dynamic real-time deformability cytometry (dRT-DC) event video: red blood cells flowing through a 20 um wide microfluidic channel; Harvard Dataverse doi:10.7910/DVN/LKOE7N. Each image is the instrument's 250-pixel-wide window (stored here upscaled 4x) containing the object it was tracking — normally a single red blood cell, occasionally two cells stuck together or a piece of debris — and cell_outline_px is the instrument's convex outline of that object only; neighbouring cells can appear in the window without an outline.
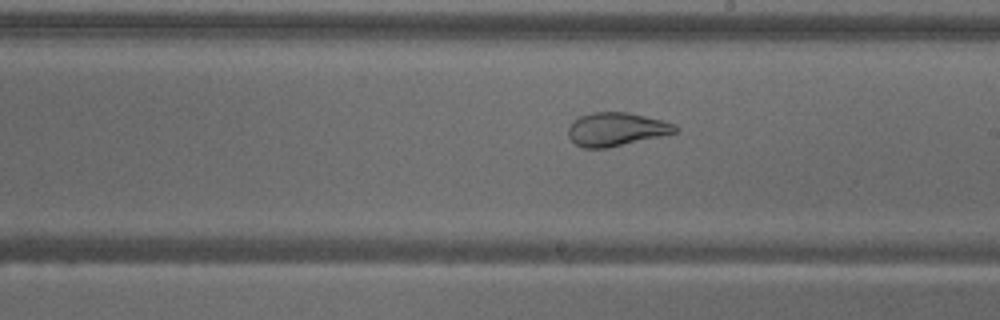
{"species": "common noctule bat (a hibernating species)", "species_latin": "Nyctalus noctula", "temperature_condition": "warm", "stored_images_in_passage": 41, "camera_frame_rate_fps": 3000, "um_per_image_px": 0.085, "animal": {"sex": "male", "body_mass_g": 18.8}, "frame": {"image": 1, "passage_image": 18, "time_ms": 5.667, "image_size_px": [1000, 320], "cell_outline_px": [[680, 132], [608, 148], [584, 148], [576, 144], [568, 136], [568, 128], [572, 120], [580, 116], [592, 112], [628, 112], [664, 120], [676, 124], [680, 128]], "centroid_in_image_um": [52.43, 10.98], "position_along_channel_um": 236.6, "area_um2": 21.21}}
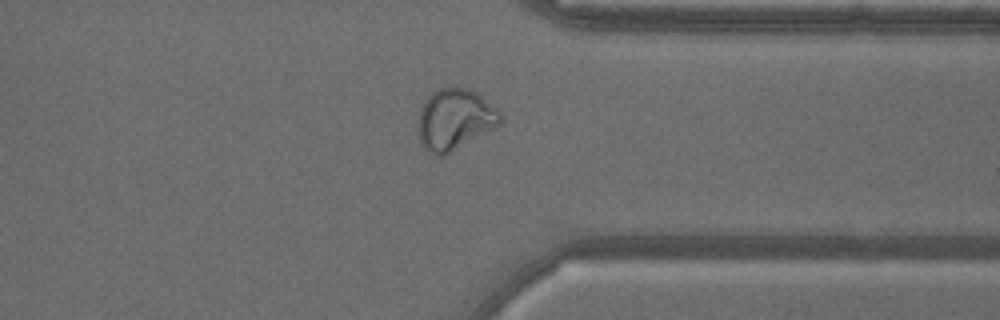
{"frame": {"image": 2, "passage_image": 29, "time_ms": 9.333, "image_size_px": [1000, 320], "cell_outline_px": [[504, 120], [500, 124], [444, 156], [436, 156], [424, 148], [420, 144], [420, 108], [428, 96], [432, 92], [440, 88], [468, 88], [476, 92], [500, 112], [504, 116]], "centroid_in_image_um": [38.67, 10.15], "position_along_channel_um": 372.7, "area_um2": 28.78}}
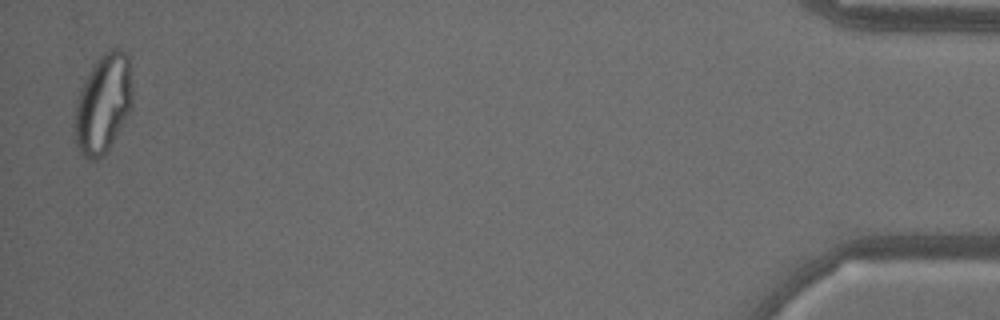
{"frame": {"image": 3, "passage_image": 40, "time_ms": 13.0, "image_size_px": [1000, 320], "cell_outline_px": [[132, 108], [108, 152], [104, 156], [96, 160], [84, 160], [80, 156], [76, 144], [76, 104], [80, 92], [96, 60], [108, 48], [120, 48], [128, 56], [132, 92]], "centroid_in_image_um": [8.79, 8.87], "position_along_channel_um": 426.4, "area_um2": 33.29}, "authors_computed_cell_mechanics": {"area_um2": 27.2238, "velocity_mm_per_s": 3.7879, "shape_relaxation_time_tau1_ms": null, "shape_relaxation_time_tau2_ms": 0.7526, "deformation_change_tau1": null, "deformation_change_tau2": 0.0764}}